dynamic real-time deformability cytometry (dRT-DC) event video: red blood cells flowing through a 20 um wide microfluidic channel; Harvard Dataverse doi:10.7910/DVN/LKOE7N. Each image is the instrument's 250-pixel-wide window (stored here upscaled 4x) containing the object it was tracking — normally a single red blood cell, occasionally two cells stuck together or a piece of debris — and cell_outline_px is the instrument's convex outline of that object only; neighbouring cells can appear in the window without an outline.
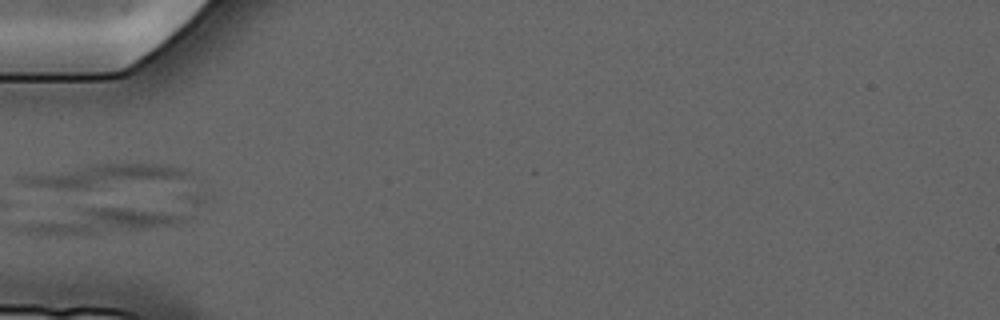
{"species": "common noctule bat (a hibernating species)", "species_latin": "Nyctalus noctula", "temperature_condition": "cold", "stored_images_in_passage": 5, "camera_frame_rate_fps": 3000, "um_per_image_px": 0.085, "animal": {"sex": "male", "forearm_length_mm": 52.5}, "frame": {"image": 1, "passage_image": 5, "time_ms": 5.667, "image_size_px": [1000, 320], "cell_outline_px": [[192, 216], [188, 220], [176, 224], [144, 228], [60, 236], [48, 236], [24, 232], [16, 228], [20, 224], [84, 208], [132, 208]], "centroid_in_image_um": [8.51, 18.82], "position_along_channel_um": 76.5, "area_um2": 22.48}}